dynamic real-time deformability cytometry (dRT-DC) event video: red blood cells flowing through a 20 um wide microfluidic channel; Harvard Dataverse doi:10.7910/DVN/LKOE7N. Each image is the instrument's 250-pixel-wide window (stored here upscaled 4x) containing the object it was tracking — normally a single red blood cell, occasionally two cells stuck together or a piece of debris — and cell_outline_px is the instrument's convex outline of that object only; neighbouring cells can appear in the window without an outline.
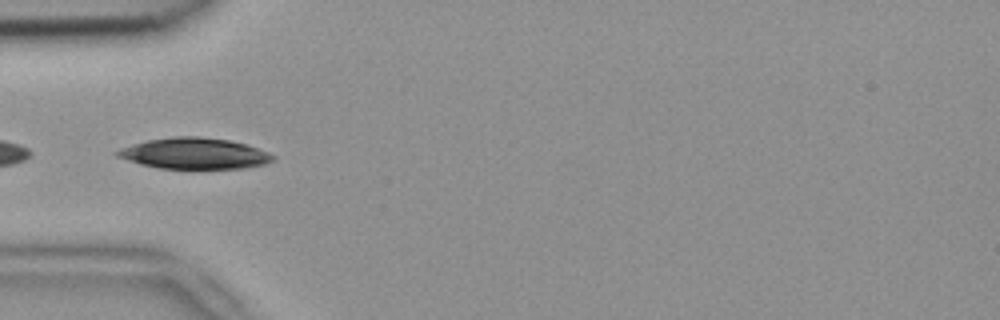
{"species": "common noctule bat (a hibernating species)", "species_latin": "Nyctalus noctula", "temperature_condition": "room temperature", "stored_images_in_passage": 11, "camera_frame_rate_fps": 3000, "um_per_image_px": 0.085, "animal": {"sex": "female", "body_mass_g": 18.4}, "frame": {"image": 1, "passage_image": 7, "time_ms": 2.0, "image_size_px": [1000, 320], "cell_outline_px": [[276, 156], [272, 160], [264, 164], [248, 168], [160, 168], [140, 164], [116, 156], [112, 152], [120, 148], [132, 144], [148, 140], [176, 136], [200, 136], [228, 140], [244, 144], [268, 152]], "centroid_in_image_um": [16.49, 13.04], "position_along_channel_um": 68.5, "area_um2": 27.98}}